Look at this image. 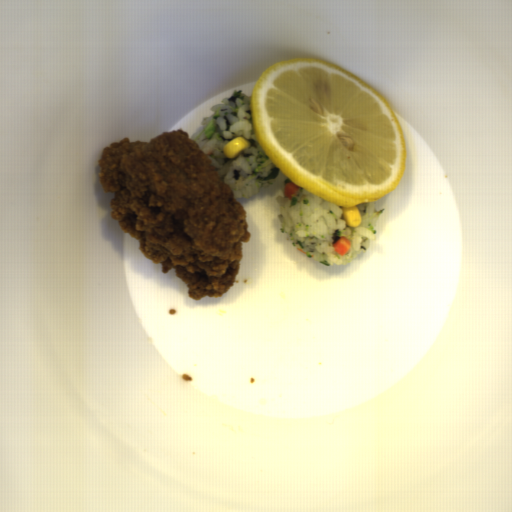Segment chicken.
Wrapping results in <instances>:
<instances>
[{
    "instance_id": "ae283196",
    "label": "chicken",
    "mask_w": 512,
    "mask_h": 512,
    "mask_svg": "<svg viewBox=\"0 0 512 512\" xmlns=\"http://www.w3.org/2000/svg\"><path fill=\"white\" fill-rule=\"evenodd\" d=\"M98 179L111 218L138 240L145 257L174 269L194 300L221 297L237 280L247 212L196 139L184 129L149 141L129 137L105 146Z\"/></svg>"
}]
</instances>
